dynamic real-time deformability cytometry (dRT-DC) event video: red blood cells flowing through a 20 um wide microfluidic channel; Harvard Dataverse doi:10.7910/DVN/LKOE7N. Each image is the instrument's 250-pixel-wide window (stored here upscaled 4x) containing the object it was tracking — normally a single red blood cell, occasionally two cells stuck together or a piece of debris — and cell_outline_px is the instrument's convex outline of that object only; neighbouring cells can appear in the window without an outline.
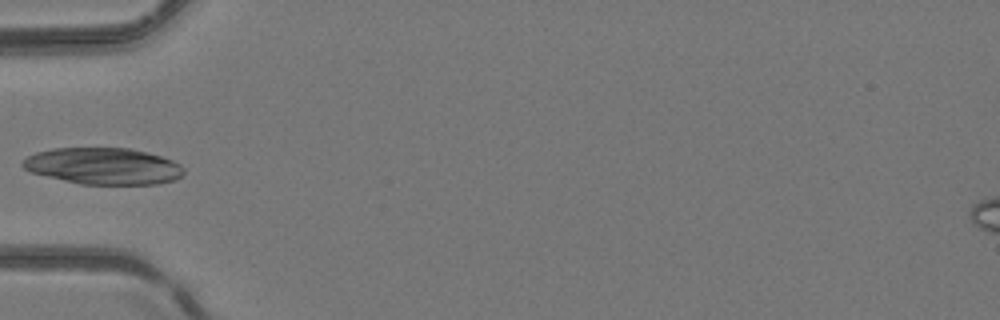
{"species": "common noctule bat (a hibernating species)", "species_latin": "Nyctalus noctula", "temperature_condition": "room temperature", "stored_images_in_passage": 2, "camera_frame_rate_fps": 3000, "um_per_image_px": 0.085, "animal": {"sex": "female", "body_mass_g": 24.6, "forearm_length_mm": 56.2}, "frame": {"image": 1, "passage_image": 2, "time_ms": 0.333, "image_size_px": [1000, 320], "cell_outline_px": [[184, 172], [176, 180], [156, 184], [80, 184], [32, 172], [24, 168], [20, 164], [28, 156], [36, 152], [52, 148], [128, 148], [160, 156], [172, 160], [180, 164], [184, 168]], "centroid_in_image_um": [8.79, 14.12], "position_along_channel_um": 76.2, "area_um2": 34.1}}